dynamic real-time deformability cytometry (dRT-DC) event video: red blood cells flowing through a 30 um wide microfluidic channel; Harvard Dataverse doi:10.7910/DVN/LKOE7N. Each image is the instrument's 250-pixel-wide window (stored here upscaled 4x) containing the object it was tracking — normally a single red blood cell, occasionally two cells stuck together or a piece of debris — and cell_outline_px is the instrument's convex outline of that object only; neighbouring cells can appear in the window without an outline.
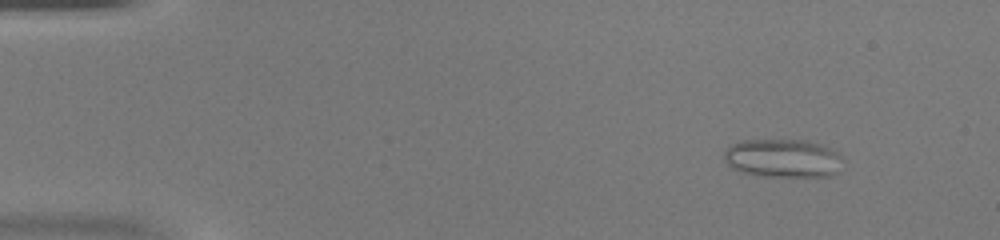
{"species": "common noctule bat (a hibernating species)", "species_latin": "Nyctalus noctula", "temperature_condition": "warm", "stored_images_in_passage": 48, "camera_frame_rate_fps": 3000, "um_per_image_px": 0.085, "animal": {"sex": "female", "body_mass_g": 20.0, "forearm_length_mm": 54.0}, "frame": {"image": 1, "passage_image": 6, "time_ms": 1.667, "image_size_px": [1000, 240], "cell_outline_px": [[840, 156], [836, 172], [832, 176], [756, 176], [740, 172], [732, 168], [724, 160], [724, 152], [732, 144], [740, 140], [804, 140], [820, 144], [836, 152]], "centroid_in_image_um": [66.46, 13.45], "position_along_channel_um": 18.5, "area_um2": 26.36}}
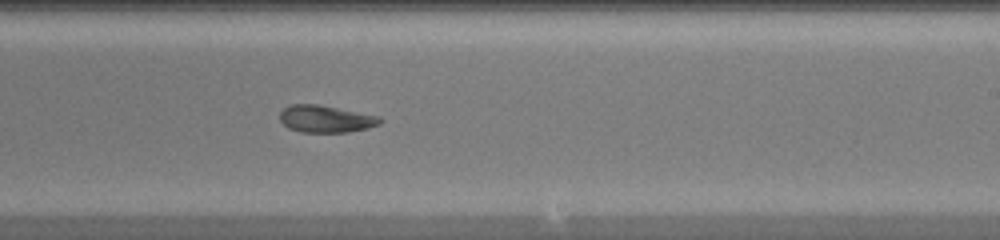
{"frame": {"image": 2, "passage_image": 30, "time_ms": 9.667, "image_size_px": [1000, 240], "cell_outline_px": [[384, 120], [380, 124], [368, 128], [348, 132], [300, 132], [288, 128], [280, 120], [280, 112], [288, 104], [320, 104], [380, 116]], "centroid_in_image_um": [27.7, 10.1], "position_along_channel_um": 261.3, "area_um2": 16.07}}
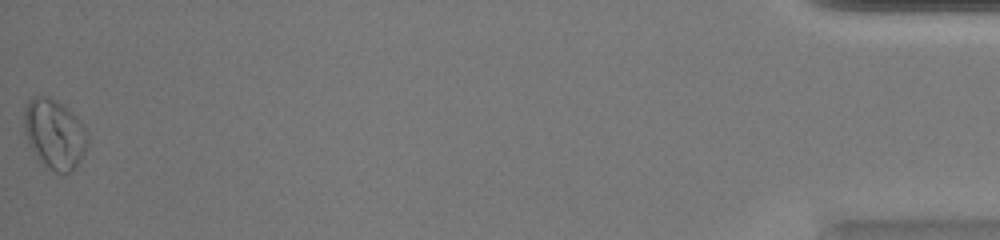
{"frame": {"image": 3, "passage_image": 48, "time_ms": 15.667, "image_size_px": [1000, 240], "cell_outline_px": [[88, 144], [76, 168], [68, 172], [56, 172], [48, 168], [36, 156], [28, 144], [24, 132], [24, 104], [32, 96], [48, 96], [64, 104], [80, 120], [88, 136]], "centroid_in_image_um": [4.61, 11.35], "position_along_channel_um": 430.6, "area_um2": 26.01}}